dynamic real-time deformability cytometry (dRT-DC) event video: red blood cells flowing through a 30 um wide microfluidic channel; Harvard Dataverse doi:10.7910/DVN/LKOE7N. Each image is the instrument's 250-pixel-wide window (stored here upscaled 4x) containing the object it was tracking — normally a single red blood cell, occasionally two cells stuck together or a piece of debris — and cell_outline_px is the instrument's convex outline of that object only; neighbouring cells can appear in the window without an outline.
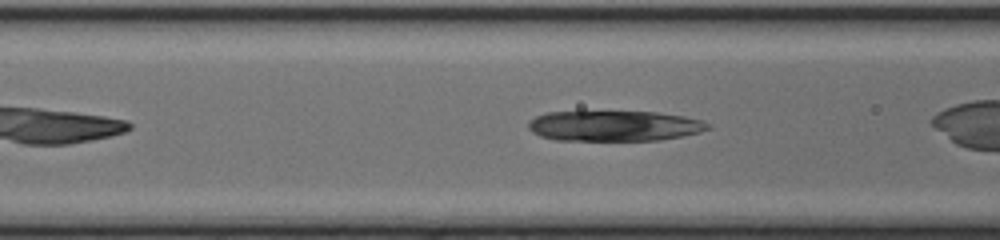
{"species": "common noctule bat (a hibernating species)", "species_latin": "Nyctalus noctula", "temperature_condition": "cold", "stored_images_in_passage": 29, "camera_frame_rate_fps": 3000, "um_per_image_px": 0.085, "animal": {"sex": "female", "body_mass_g": 17.0, "forearm_length_mm": 48.0}, "frame": {"image": 1, "passage_image": 9, "time_ms": 2.667, "image_size_px": [1000, 240], "cell_outline_px": [[708, 128], [700, 132], [660, 140], [556, 140], [540, 136], [532, 132], [528, 128], [528, 120], [544, 112], [656, 112], [684, 116], [700, 120], [708, 124]], "centroid_in_image_um": [52.14, 10.7], "position_along_channel_um": 114.5, "area_um2": 31.67}}